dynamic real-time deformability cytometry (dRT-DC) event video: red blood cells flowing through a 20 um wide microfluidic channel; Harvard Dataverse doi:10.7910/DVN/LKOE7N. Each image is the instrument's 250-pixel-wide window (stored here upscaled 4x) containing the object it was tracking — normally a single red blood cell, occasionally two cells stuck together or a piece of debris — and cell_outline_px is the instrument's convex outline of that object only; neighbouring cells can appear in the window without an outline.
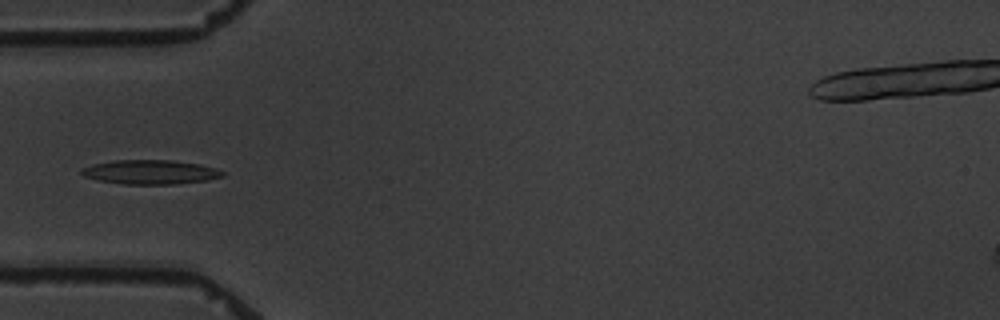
{"species": "common noctule bat (a hibernating species)", "species_latin": "Nyctalus noctula", "temperature_condition": "warm", "stored_images_in_passage": 15, "camera_frame_rate_fps": 3000, "um_per_image_px": 0.085, "animal": {"sex": "male", "body_mass_g": 19.5, "forearm_length_mm": 54.6}, "frame": {"image": 1, "passage_image": 4, "time_ms": 5.0, "image_size_px": [1000, 320], "cell_outline_px": [[224, 176], [208, 180], [176, 184], [124, 184], [100, 180], [84, 176], [80, 172], [80, 168], [92, 164], [112, 160], [172, 160], [200, 164], [216, 168], [224, 172]], "centroid_in_image_um": [12.78, 14.62], "position_along_channel_um": 72.2, "area_um2": 20.0}}
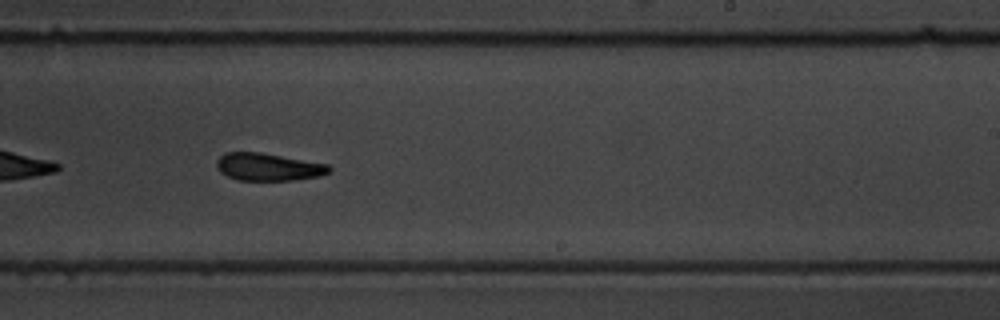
{"frame": {"image": 2, "passage_image": 9, "time_ms": 10.667, "image_size_px": [1000, 320], "cell_outline_px": [[332, 168], [328, 172], [316, 176], [292, 180], [236, 180], [220, 172], [216, 168], [216, 160], [224, 152], [260, 152], [328, 164]], "centroid_in_image_um": [22.74, 14.18], "position_along_channel_um": 266.3, "area_um2": 17.98}}
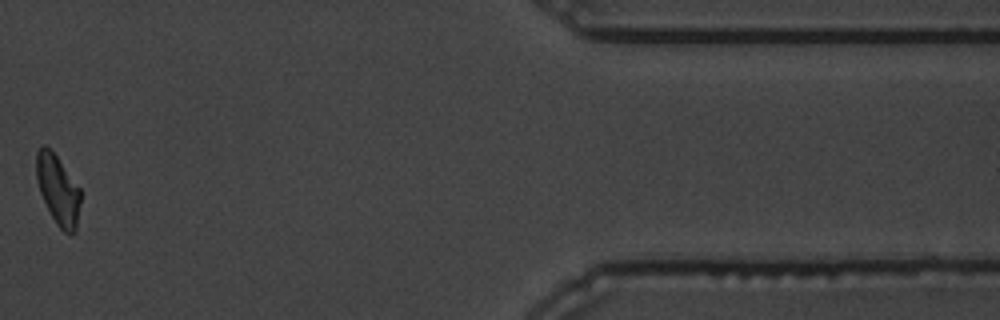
{"frame": {"image": 3, "passage_image": 13, "time_ms": 16.333, "image_size_px": [1000, 320], "cell_outline_px": [[80, 204], [76, 232], [64, 232], [56, 224], [40, 192], [36, 180], [36, 152], [44, 144], [56, 156], [80, 188]], "centroid_in_image_um": [4.92, 16.14], "position_along_channel_um": 406.5, "area_um2": 17.63}, "authors_computed_cell_mechanics": {"area_um2": 19.2474, "velocity_mm_per_s": 3.4278, "shape_relaxation_time_tau1_ms": 5.7579, "shape_relaxation_time_tau2_ms": null, "deformation_change_tau1": 0.1561, "deformation_change_tau2": null}}